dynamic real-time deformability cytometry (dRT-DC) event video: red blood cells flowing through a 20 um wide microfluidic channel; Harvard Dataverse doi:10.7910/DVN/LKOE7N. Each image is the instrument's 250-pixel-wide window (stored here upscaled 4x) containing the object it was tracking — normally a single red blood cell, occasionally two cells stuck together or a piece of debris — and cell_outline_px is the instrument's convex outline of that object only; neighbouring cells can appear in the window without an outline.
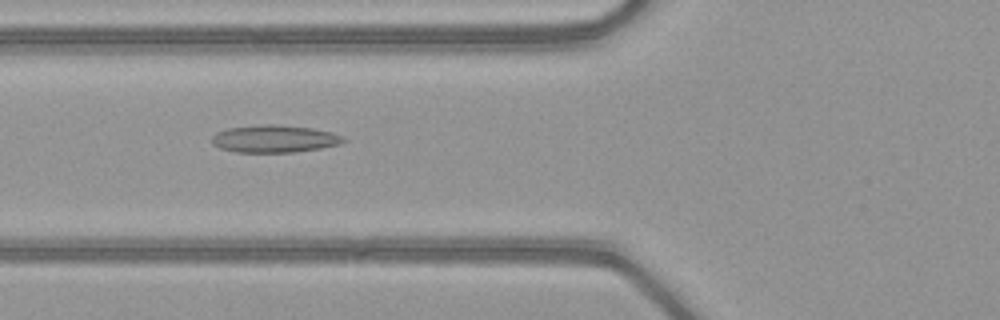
{"species": "common noctule bat (a hibernating species)", "species_latin": "Nyctalus noctula", "temperature_condition": "warm", "stored_images_in_passage": 49, "camera_frame_rate_fps": 3000, "um_per_image_px": 0.085, "animal": {"sex": "female", "body_mass_g": 21.9}, "frame": {"image": 1, "passage_image": 18, "time_ms": 5.667, "image_size_px": [1000, 320], "cell_outline_px": [[348, 140], [340, 144], [320, 148], [292, 152], [236, 152], [220, 148], [212, 144], [212, 136], [216, 132], [228, 128], [264, 124], [276, 124], [312, 128], [332, 132], [344, 136]], "centroid_in_image_um": [23.34, 11.79], "position_along_channel_um": 102.5, "area_um2": 21.1}}
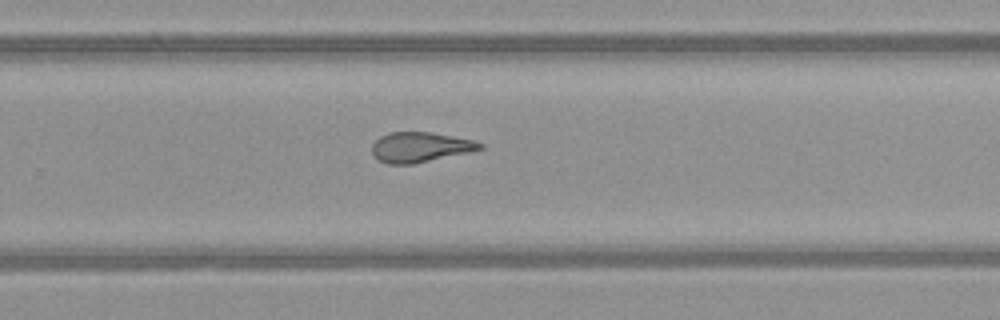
{"frame": {"image": 2, "passage_image": 32, "time_ms": 10.333, "image_size_px": [1000, 320], "cell_outline_px": [[484, 148], [472, 152], [412, 164], [388, 164], [380, 160], [372, 152], [372, 144], [380, 136], [388, 132], [432, 132], [472, 140], [484, 144]], "centroid_in_image_um": [35.74, 12.5], "position_along_channel_um": 294.1, "area_um2": 18.9}}
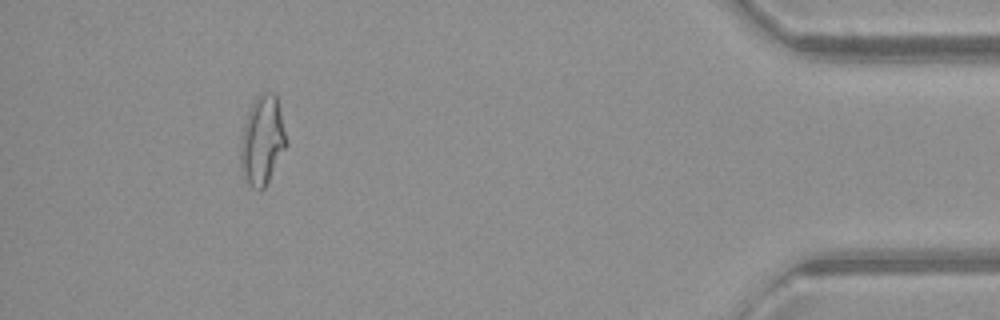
{"frame": {"image": 3, "passage_image": 45, "time_ms": 14.667, "image_size_px": [1000, 320], "cell_outline_px": [[288, 144], [264, 188], [260, 192], [252, 188], [248, 184], [240, 168], [240, 144], [244, 124], [248, 112], [256, 96], [260, 92], [272, 92], [276, 96], [288, 140]], "centroid_in_image_um": [22.29, 11.95], "position_along_channel_um": 412.9, "area_um2": 23.87}, "authors_computed_cell_mechanics": {"area_um2": 21.2126, "velocity_mm_per_s": 4.0924, "shape_relaxation_time_tau1_ms": null, "shape_relaxation_time_tau2_ms": 1.2542, "deformation_change_tau1": null, "deformation_change_tau2": 0.0956}}